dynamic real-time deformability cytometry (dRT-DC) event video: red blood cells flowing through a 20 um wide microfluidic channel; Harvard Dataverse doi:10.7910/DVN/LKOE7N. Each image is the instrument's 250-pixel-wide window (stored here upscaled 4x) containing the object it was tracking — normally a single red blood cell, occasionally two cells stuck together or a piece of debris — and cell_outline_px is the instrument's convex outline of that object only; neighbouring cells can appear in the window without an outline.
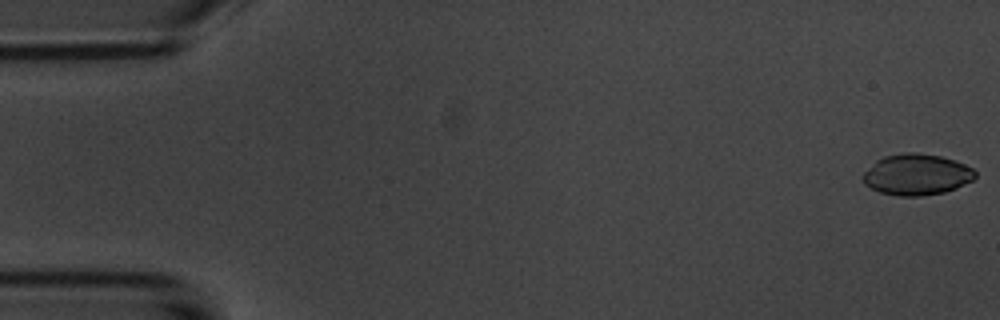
{"species": "common noctule bat (a hibernating species)", "species_latin": "Nyctalus noctula", "temperature_condition": "room temperature", "stored_images_in_passage": 5, "camera_frame_rate_fps": 3000, "um_per_image_px": 0.085, "animal": {"sex": "male", "body_mass_g": 20.1, "forearm_length_mm": 53.5}, "frame": {"image": 1, "passage_image": 1, "time_ms": 0.0, "image_size_px": [1000, 320], "cell_outline_px": [[976, 176], [972, 180], [956, 188], [944, 192], [920, 196], [896, 196], [880, 192], [864, 184], [860, 176], [876, 160], [884, 156], [904, 152], [920, 152], [940, 156], [964, 164], [972, 168], [976, 172]], "centroid_in_image_um": [77.88, 14.83], "position_along_channel_um": 7.1, "area_um2": 26.99}}
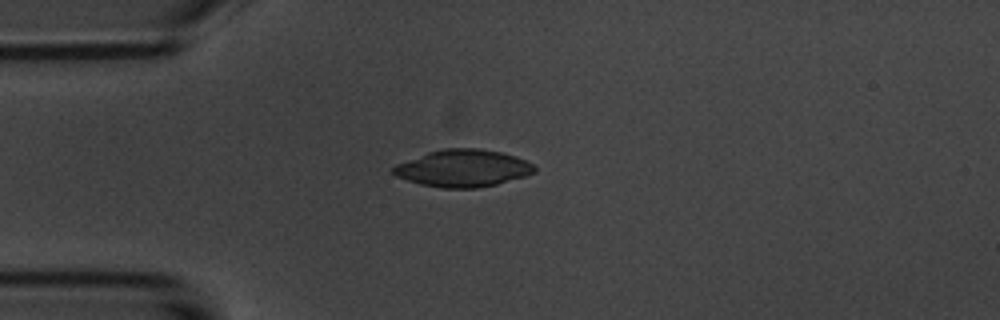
{"frame": {"image": 2, "passage_image": 5, "time_ms": 4.333, "image_size_px": [1000, 320], "cell_outline_px": [[536, 172], [524, 176], [496, 184], [476, 188], [444, 188], [420, 184], [396, 176], [392, 172], [392, 168], [396, 164], [428, 152], [444, 148], [480, 148], [500, 152], [516, 156], [532, 164], [536, 168]], "centroid_in_image_um": [39.34, 14.29], "position_along_channel_um": 45.7, "area_um2": 30.4}}